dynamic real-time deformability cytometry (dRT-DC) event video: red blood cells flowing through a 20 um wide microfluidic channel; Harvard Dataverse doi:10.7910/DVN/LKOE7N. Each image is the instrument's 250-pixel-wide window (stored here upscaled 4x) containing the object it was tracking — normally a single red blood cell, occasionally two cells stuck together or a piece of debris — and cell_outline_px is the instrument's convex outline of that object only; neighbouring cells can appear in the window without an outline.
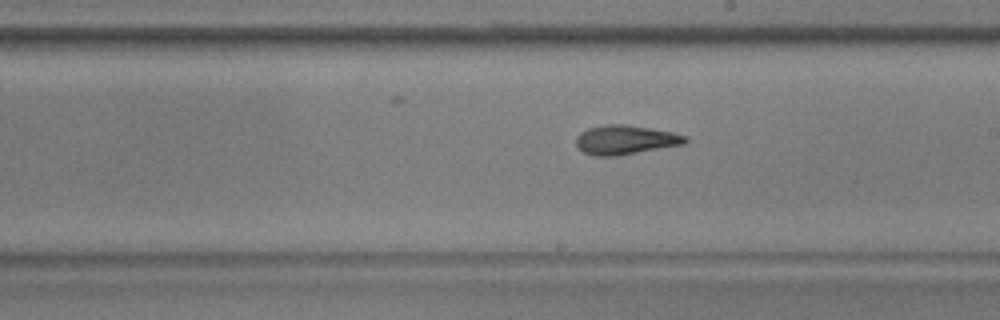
{"species": "common noctule bat (a hibernating species)", "species_latin": "Nyctalus noctula", "temperature_condition": "warm", "stored_images_in_passage": 44, "camera_frame_rate_fps": 3000, "um_per_image_px": 0.085, "animal": {"sex": "male", "body_mass_g": 17.9, "forearm_length_mm": 54.2}, "frame": {"image": 1, "passage_image": 32, "time_ms": 10.333, "image_size_px": [1000, 320], "cell_outline_px": [[688, 140], [684, 144], [616, 156], [592, 156], [584, 152], [576, 144], [576, 136], [580, 132], [588, 128], [604, 124], [624, 124], [672, 132], [688, 136]], "centroid_in_image_um": [53.14, 11.88], "position_along_channel_um": 235.9, "area_um2": 18.55}}